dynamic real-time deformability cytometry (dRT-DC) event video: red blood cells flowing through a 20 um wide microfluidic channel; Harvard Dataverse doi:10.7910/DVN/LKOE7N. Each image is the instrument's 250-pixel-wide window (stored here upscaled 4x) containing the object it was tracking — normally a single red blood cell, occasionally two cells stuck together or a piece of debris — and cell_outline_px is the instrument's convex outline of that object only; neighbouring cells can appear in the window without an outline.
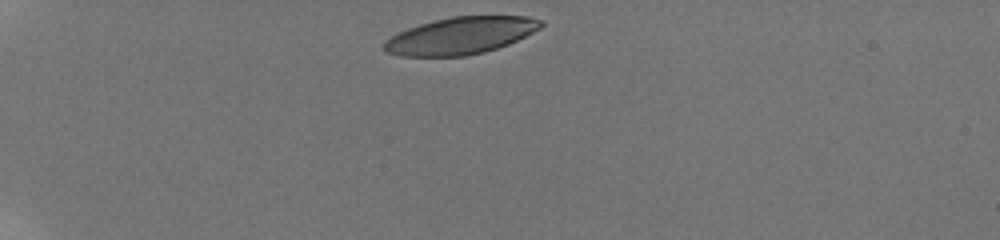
{"species": "human", "species_latin": "Homo sapiens", "temperature_condition": "room temperature", "stored_images_in_passage": 37, "camera_frame_rate_fps": 3000, "um_per_image_px": 0.085, "donor": {"sex": "male"}, "frame": {"image": 1, "passage_image": 1, "time_ms": 0.0, "image_size_px": [1000, 240], "cell_outline_px": [[544, 24], [540, 28], [508, 44], [484, 52], [464, 56], [400, 56], [384, 52], [384, 40], [408, 28], [420, 24], [452, 16], [528, 16], [540, 20]], "centroid_in_image_um": [39.13, 3.03], "position_along_channel_um": 45.9, "area_um2": 33.58}}
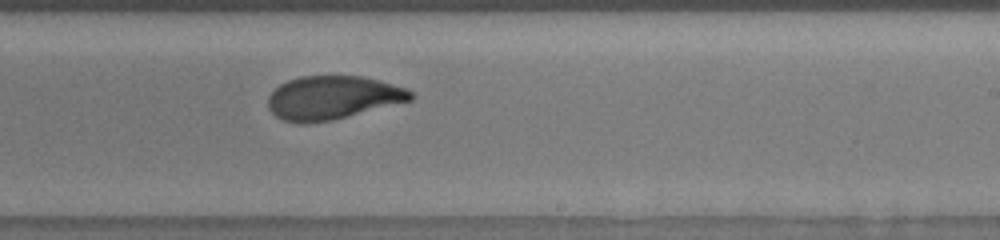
{"frame": {"image": 2, "passage_image": 23, "time_ms": 7.333, "image_size_px": [1000, 240], "cell_outline_px": [[416, 96], [412, 100], [332, 120], [304, 124], [280, 120], [268, 108], [268, 96], [280, 84], [288, 80], [300, 76], [360, 76], [380, 80], [408, 88]], "centroid_in_image_um": [28.28, 8.3], "position_along_channel_um": 260.7, "area_um2": 36.3}}
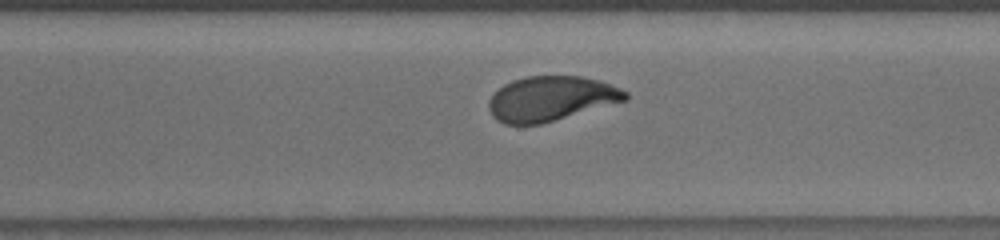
{"frame": {"image": 3, "passage_image": 28, "time_ms": 9.0, "image_size_px": [1000, 240], "cell_outline_px": [[628, 100], [540, 124], [504, 124], [496, 120], [492, 116], [488, 108], [488, 100], [504, 84], [512, 80], [528, 76], [580, 76], [600, 80], [620, 88], [628, 92]], "centroid_in_image_um": [46.83, 8.38], "position_along_channel_um": 323.8, "area_um2": 35.6}, "authors_computed_cell_mechanics": {"area_um2": 36.5874, "velocity_mm_per_s": 3.7867, "shape_relaxation_time_tau1_ms": 4.7709, "shape_relaxation_time_tau2_ms": 0.9411, "deformation_change_tau1": 0.1947, "deformation_change_tau2": 0.0658}}